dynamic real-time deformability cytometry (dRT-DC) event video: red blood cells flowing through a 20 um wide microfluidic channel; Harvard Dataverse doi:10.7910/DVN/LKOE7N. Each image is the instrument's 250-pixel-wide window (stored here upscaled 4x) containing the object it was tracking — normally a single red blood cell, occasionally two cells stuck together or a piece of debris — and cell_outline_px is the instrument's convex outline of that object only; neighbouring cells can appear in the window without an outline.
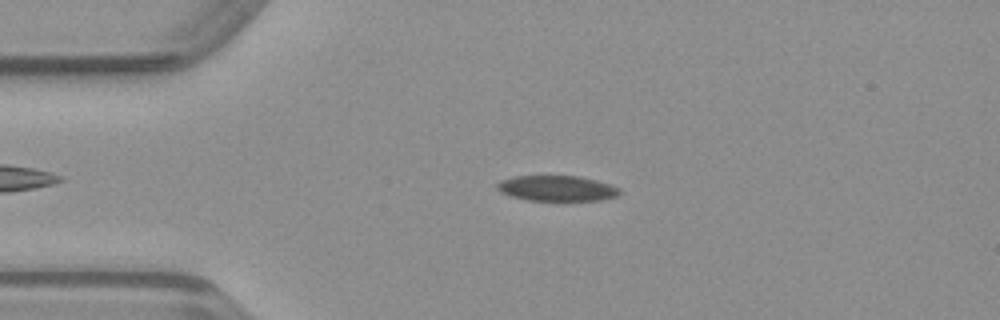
{"species": "common noctule bat (a hibernating species)", "species_latin": "Nyctalus noctula", "temperature_condition": "warm", "stored_images_in_passage": 44, "camera_frame_rate_fps": 3000, "um_per_image_px": 0.085, "animal": {"sex": "male", "body_mass_g": 23.1, "forearm_length_mm": 52.7}, "frame": {"image": 1, "passage_image": 10, "time_ms": 3.0, "image_size_px": [1000, 320], "cell_outline_px": [[620, 192], [616, 196], [604, 200], [528, 200], [512, 196], [500, 192], [496, 188], [496, 184], [500, 180], [516, 176], [580, 176], [612, 184], [620, 188]], "centroid_in_image_um": [47.35, 16.0], "position_along_channel_um": 37.6, "area_um2": 18.21}}
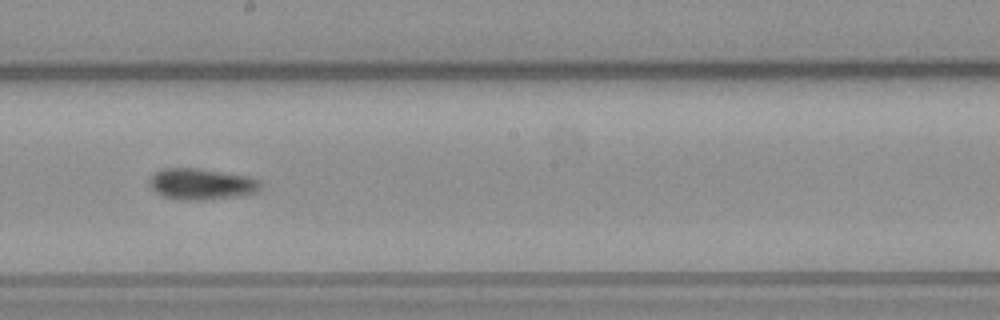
{"frame": {"image": 2, "passage_image": 26, "time_ms": 8.333, "image_size_px": [1000, 320], "cell_outline_px": [[260, 192], [244, 196], [204, 200], [180, 200], [164, 196], [156, 192], [148, 184], [152, 176], [156, 172], [164, 168], [200, 168], [248, 176], [256, 180], [260, 184]], "centroid_in_image_um": [17.15, 15.66], "position_along_channel_um": 231.0, "area_um2": 20.35}}
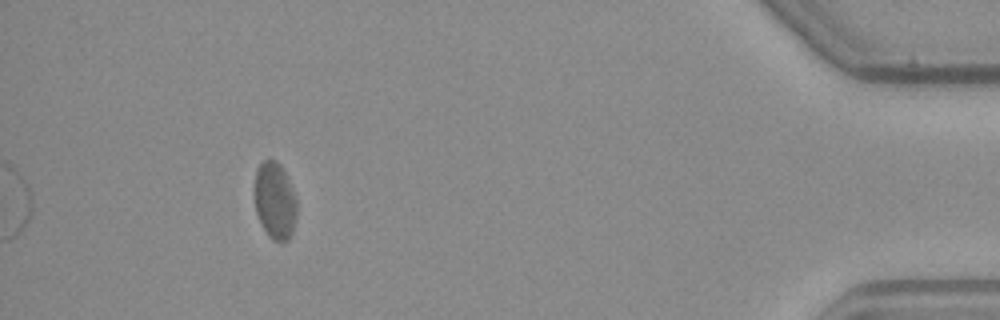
{"frame": {"image": 3, "passage_image": 44, "time_ms": 14.333, "image_size_px": [1000, 320], "cell_outline_px": [[296, 216], [292, 232], [288, 240], [280, 244], [272, 240], [268, 236], [256, 212], [252, 188], [256, 168], [264, 160], [276, 160], [280, 164], [292, 188], [296, 200]], "centroid_in_image_um": [23.32, 17.07], "position_along_channel_um": 411.9, "area_um2": 19.31}}